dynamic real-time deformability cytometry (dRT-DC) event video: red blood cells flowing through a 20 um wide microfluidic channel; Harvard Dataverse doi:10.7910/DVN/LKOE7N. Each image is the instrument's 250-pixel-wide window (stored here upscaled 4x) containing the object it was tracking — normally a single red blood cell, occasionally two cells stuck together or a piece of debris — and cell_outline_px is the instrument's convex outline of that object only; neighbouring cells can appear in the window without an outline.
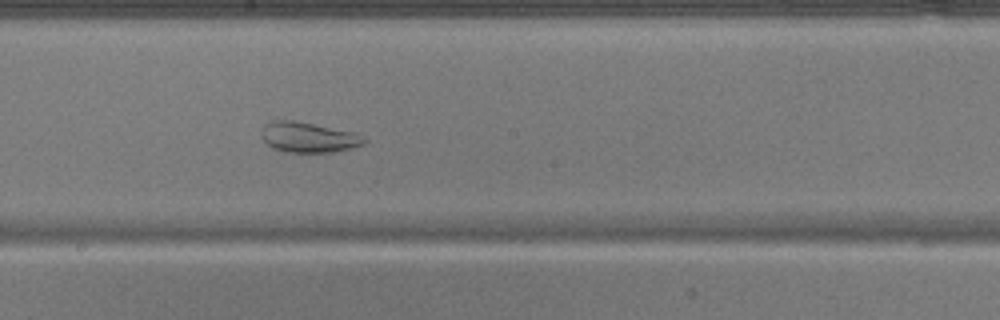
{"species": "common noctule bat (a hibernating species)", "species_latin": "Nyctalus noctula", "temperature_condition": "warm", "stored_images_in_passage": 29, "camera_frame_rate_fps": 3000, "um_per_image_px": 0.085, "animal": {"sex": "male", "body_mass_g": 17.9}, "frame": {"image": 1, "passage_image": 20, "time_ms": 6.333, "image_size_px": [1000, 320], "cell_outline_px": [[368, 140], [364, 144], [352, 148], [336, 152], [284, 152], [272, 148], [264, 140], [264, 128], [272, 120], [292, 120], [356, 132]], "centroid_in_image_um": [26.3, 11.68], "position_along_channel_um": 221.9, "area_um2": 17.98}}